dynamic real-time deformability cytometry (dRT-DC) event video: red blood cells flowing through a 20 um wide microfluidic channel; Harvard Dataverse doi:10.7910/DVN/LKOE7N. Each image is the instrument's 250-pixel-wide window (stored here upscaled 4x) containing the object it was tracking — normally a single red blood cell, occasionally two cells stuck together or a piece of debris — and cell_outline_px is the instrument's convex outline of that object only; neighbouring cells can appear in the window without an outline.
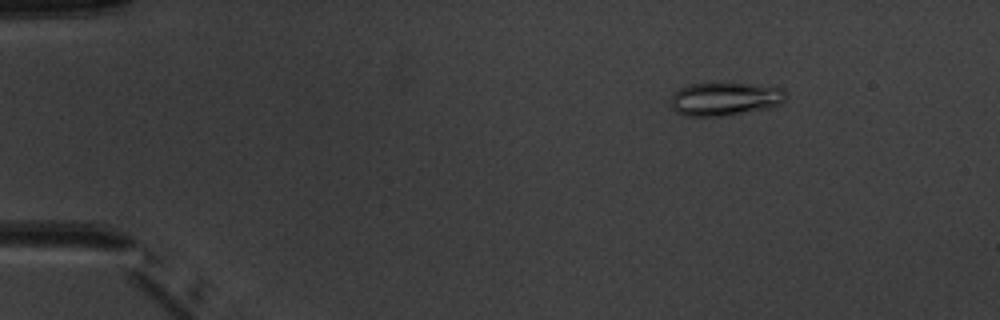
{"species": "common noctule bat (a hibernating species)", "species_latin": "Nyctalus noctula", "temperature_condition": "warm", "stored_images_in_passage": 6, "camera_frame_rate_fps": 3000, "um_per_image_px": 0.085, "animal": {"sex": "male", "body_mass_g": 20.1, "forearm_length_mm": 53.5}, "frame": {"image": 1, "passage_image": 3, "time_ms": 2.333, "image_size_px": [1000, 320], "cell_outline_px": [[788, 96], [780, 104], [768, 108], [720, 116], [684, 116], [676, 112], [672, 108], [672, 96], [680, 88], [692, 84], [748, 84], [784, 88]], "centroid_in_image_um": [61.64, 8.42], "position_along_channel_um": 23.4, "area_um2": 21.96}}